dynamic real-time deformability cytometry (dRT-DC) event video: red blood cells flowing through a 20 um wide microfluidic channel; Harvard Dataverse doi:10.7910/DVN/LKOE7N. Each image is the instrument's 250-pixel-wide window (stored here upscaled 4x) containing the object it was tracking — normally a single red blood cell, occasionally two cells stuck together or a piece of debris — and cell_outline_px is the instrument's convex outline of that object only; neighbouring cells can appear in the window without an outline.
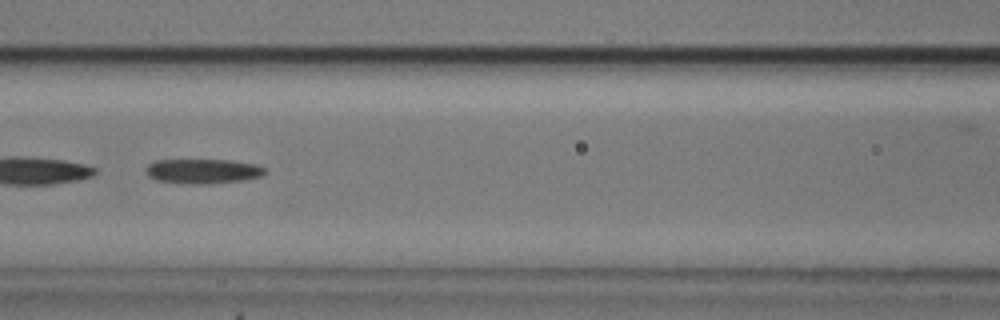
{"species": "common noctule bat (a hibernating species)", "species_latin": "Nyctalus noctula", "temperature_condition": "cold", "stored_images_in_passage": 49, "segment_of_instrument_passage": [2, 2], "camera_frame_rate_fps": 3000, "um_per_image_px": 0.085, "animal": {"sex": "male", "body_mass_g": 20.5, "forearm_length_mm": 52.5}, "frame": {"image": 1, "passage_image": 19, "time_ms": 6.0, "image_size_px": [1000, 320], "cell_outline_px": [[268, 172], [264, 176], [244, 180], [208, 184], [192, 184], [156, 180], [148, 176], [144, 168], [148, 164], [156, 160], [232, 160], [256, 164], [264, 168]], "centroid_in_image_um": [17.28, 14.55], "position_along_channel_um": 149.3, "area_um2": 17.34}}